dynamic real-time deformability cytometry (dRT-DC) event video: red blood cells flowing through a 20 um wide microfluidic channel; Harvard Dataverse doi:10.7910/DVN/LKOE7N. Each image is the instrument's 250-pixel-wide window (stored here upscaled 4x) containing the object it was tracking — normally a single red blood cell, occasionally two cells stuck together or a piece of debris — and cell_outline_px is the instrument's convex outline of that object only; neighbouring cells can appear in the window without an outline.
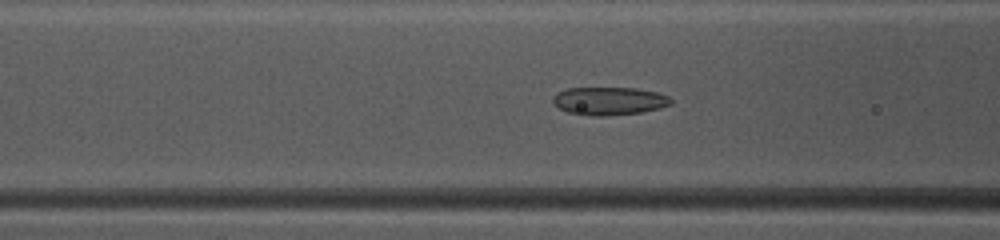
{"species": "common noctule bat (a hibernating species)", "species_latin": "Nyctalus noctula", "temperature_condition": "warm", "stored_images_in_passage": 38, "camera_frame_rate_fps": 3000, "um_per_image_px": 0.085, "animal": {"sex": "female", "body_mass_g": 10.0, "forearm_length_mm": 53.1}, "frame": {"image": 1, "passage_image": 9, "time_ms": 2.667, "image_size_px": [1000, 240], "cell_outline_px": [[672, 104], [660, 108], [640, 112], [604, 116], [596, 116], [568, 112], [552, 104], [552, 96], [556, 92], [568, 88], [636, 88], [656, 92], [668, 96], [672, 100]], "centroid_in_image_um": [51.75, 8.57], "position_along_channel_um": 114.8, "area_um2": 19.25}}
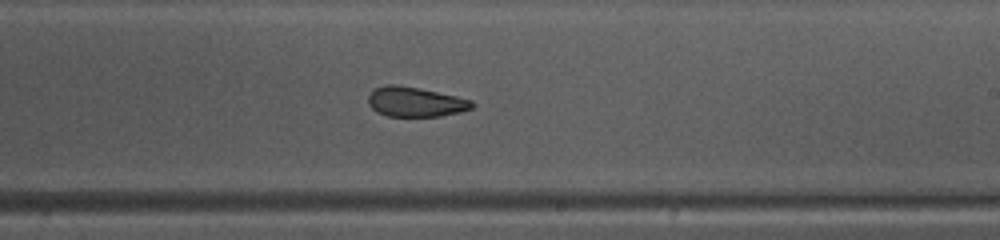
{"frame": {"image": 2, "passage_image": 19, "time_ms": 6.0, "image_size_px": [1000, 240], "cell_outline_px": [[476, 104], [472, 108], [460, 112], [440, 116], [388, 116], [376, 112], [368, 104], [368, 96], [376, 88], [384, 84], [396, 84], [420, 88], [456, 96], [472, 100]], "centroid_in_image_um": [35.31, 8.65], "position_along_channel_um": 253.7, "area_um2": 18.09}}
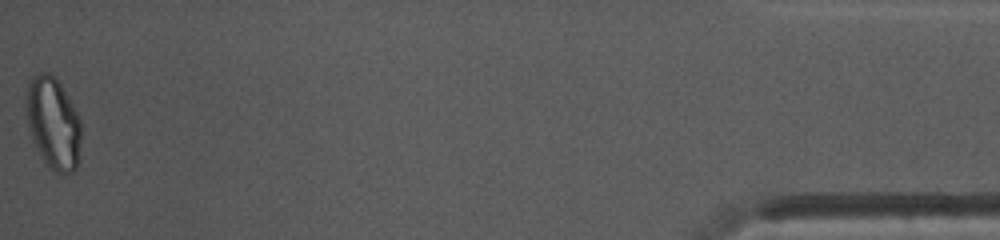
{"frame": {"image": 3, "passage_image": 38, "time_ms": 12.333, "image_size_px": [1000, 240], "cell_outline_px": [[80, 160], [76, 168], [72, 172], [56, 172], [48, 168], [36, 148], [28, 124], [28, 84], [32, 76], [40, 72], [48, 72], [60, 84], [76, 112], [80, 120]], "centroid_in_image_um": [4.55, 10.51], "position_along_channel_um": 430.7, "area_um2": 28.73}, "authors_computed_cell_mechanics": {"area_um2": 19.3052, "velocity_mm_per_s": 4.1596, "shape_relaxation_time_tau1_ms": 7.8982, "shape_relaxation_time_tau2_ms": 1.4174, "deformation_change_tau1": 0.2176, "deformation_change_tau2": 0.0782}}